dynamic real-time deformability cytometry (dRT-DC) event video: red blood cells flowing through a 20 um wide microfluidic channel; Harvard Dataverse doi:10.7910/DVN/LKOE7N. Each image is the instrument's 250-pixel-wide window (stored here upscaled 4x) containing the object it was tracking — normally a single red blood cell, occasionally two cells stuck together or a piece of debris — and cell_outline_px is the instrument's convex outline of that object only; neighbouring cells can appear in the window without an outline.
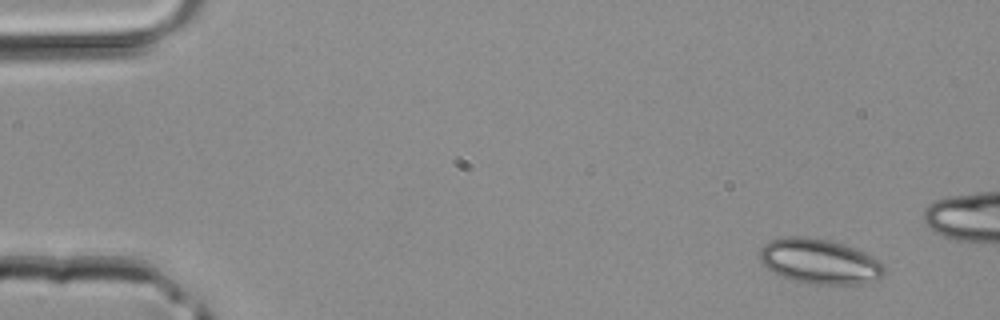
{"species": "common noctule bat (a hibernating species)", "species_latin": "Nyctalus noctula", "temperature_condition": "room temperature", "stored_images_in_passage": 11, "camera_frame_rate_fps": 3000, "um_per_image_px": 0.085, "animal": {"sex": "male", "body_mass_g": 20.4}, "frame": {"image": 1, "passage_image": 1, "time_ms": 0.0, "image_size_px": [1000, 320], "cell_outline_px": [[884, 276], [880, 280], [860, 284], [812, 284], [780, 276], [772, 272], [760, 260], [760, 248], [764, 244], [772, 240], [784, 236], [804, 236], [828, 240], [844, 244], [876, 256], [884, 264]], "centroid_in_image_um": [69.72, 22.22], "position_along_channel_um": 15.3, "area_um2": 33.0}}